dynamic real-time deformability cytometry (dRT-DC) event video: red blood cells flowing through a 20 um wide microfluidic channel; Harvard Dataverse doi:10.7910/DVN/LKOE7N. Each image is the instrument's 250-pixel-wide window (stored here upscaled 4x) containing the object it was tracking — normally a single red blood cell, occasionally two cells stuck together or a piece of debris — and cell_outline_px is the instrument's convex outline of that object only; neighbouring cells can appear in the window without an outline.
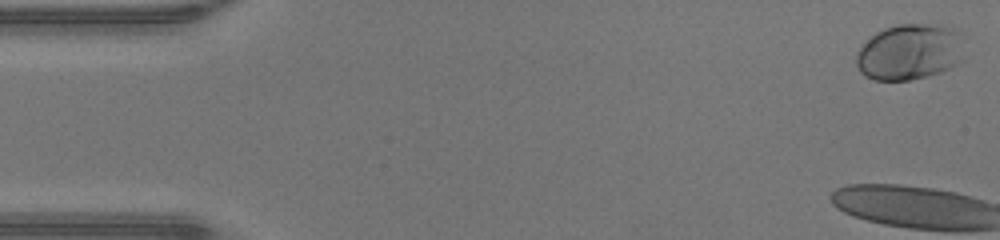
{"species": "human", "species_latin": "Homo sapiens", "temperature_condition": "warm", "stored_images_in_passage": 40, "camera_frame_rate_fps": 3000, "um_per_image_px": 0.085, "donor": {"sex": "male"}, "frame": {"image": 1, "passage_image": 1, "time_ms": 0.0, "image_size_px": [1000, 240], "cell_outline_px": [[964, 60], [940, 72], [928, 76], [908, 80], [872, 80], [864, 76], [860, 72], [856, 64], [856, 52], [876, 32], [884, 28], [896, 24], [952, 24], [960, 28], [964, 56]], "centroid_in_image_um": [77.37, 4.39], "position_along_channel_um": 7.6, "area_um2": 36.07}}